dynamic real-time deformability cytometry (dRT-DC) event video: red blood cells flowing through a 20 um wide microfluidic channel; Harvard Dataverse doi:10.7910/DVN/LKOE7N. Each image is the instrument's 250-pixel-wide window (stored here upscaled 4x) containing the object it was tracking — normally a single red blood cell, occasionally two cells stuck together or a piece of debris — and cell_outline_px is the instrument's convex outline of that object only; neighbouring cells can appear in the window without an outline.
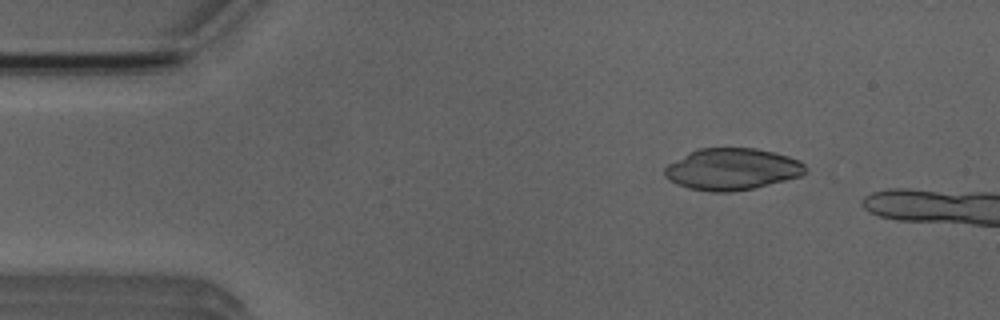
{"species": "Egyptian fruit bat (a non-hibernating species)", "species_latin": "Rousettus aegyptiacus", "temperature_condition": "room temperature", "stored_images_in_passage": 3, "camera_frame_rate_fps": 3000, "um_per_image_px": 0.085, "animal": {"sex": "male"}, "frame": {"image": 1, "passage_image": 2, "time_ms": 1.0, "image_size_px": [1000, 320], "cell_outline_px": [[804, 172], [800, 176], [752, 188], [732, 192], [712, 192], [688, 188], [668, 180], [664, 176], [664, 168], [668, 164], [688, 152], [700, 148], [756, 148], [788, 156], [800, 160], [804, 164]], "centroid_in_image_um": [62.17, 14.37], "position_along_channel_um": 22.8, "area_um2": 33.99}}